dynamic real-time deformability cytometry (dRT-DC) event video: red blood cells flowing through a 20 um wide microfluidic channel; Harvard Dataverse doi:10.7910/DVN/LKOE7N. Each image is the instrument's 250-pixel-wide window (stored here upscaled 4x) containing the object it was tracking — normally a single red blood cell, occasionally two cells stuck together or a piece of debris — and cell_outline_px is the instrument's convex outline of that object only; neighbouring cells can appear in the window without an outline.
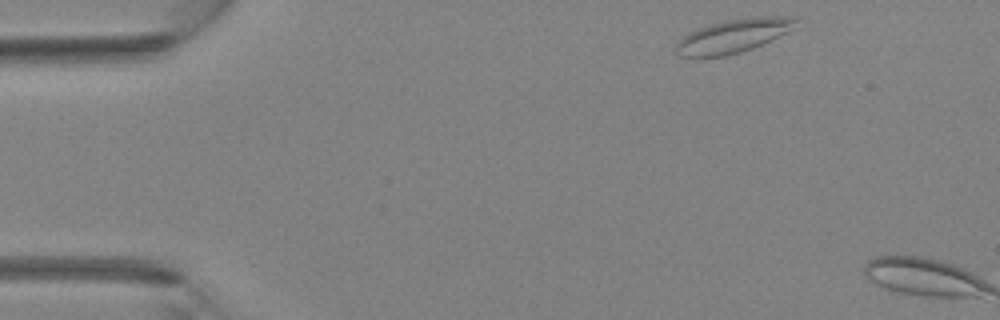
{"species": "Egyptian fruit bat (a non-hibernating species)", "species_latin": "Rousettus aegyptiacus", "temperature_condition": "room temperature", "stored_images_in_passage": 2, "camera_frame_rate_fps": 3000, "um_per_image_px": 0.085, "animal": {"sex": "female"}, "frame": {"image": 1, "passage_image": 1, "time_ms": 0.0, "image_size_px": [1000, 320], "cell_outline_px": [[800, 20], [788, 32], [752, 48], [740, 52], [724, 56], [700, 60], [696, 60], [680, 56], [676, 52], [676, 44], [688, 32], [712, 24], [728, 20], [756, 16], [796, 16]], "centroid_in_image_um": [62.31, 3.08], "position_along_channel_um": 22.7, "area_um2": 23.81}}